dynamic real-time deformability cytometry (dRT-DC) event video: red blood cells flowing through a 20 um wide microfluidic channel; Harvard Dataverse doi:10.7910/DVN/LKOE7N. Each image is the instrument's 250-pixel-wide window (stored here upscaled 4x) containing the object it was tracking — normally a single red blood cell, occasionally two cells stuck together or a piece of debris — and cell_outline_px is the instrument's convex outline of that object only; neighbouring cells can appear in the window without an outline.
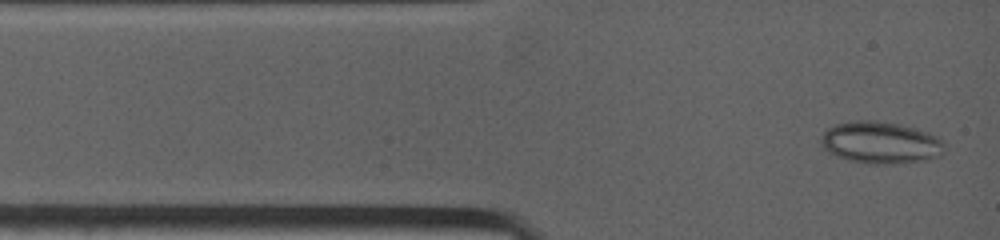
{"species": "common noctule bat (a hibernating species)", "species_latin": "Nyctalus noctula", "temperature_condition": "warm", "stored_images_in_passage": 4, "camera_frame_rate_fps": 4500, "um_per_image_px": 0.085, "animal": {"sex": "female", "body_mass_g": 19.0, "forearm_length_mm": 53.3}, "frame": {"image": 1, "passage_image": 1, "time_ms": 0.0, "image_size_px": [1000, 240], "cell_outline_px": [[944, 152], [940, 156], [928, 160], [904, 164], [868, 164], [848, 160], [836, 156], [828, 152], [820, 144], [820, 140], [824, 132], [828, 128], [836, 124], [856, 120], [876, 120], [916, 128], [940, 136], [944, 144]], "centroid_in_image_um": [74.89, 12.14], "position_along_channel_um": 10.1, "area_um2": 30.75}}
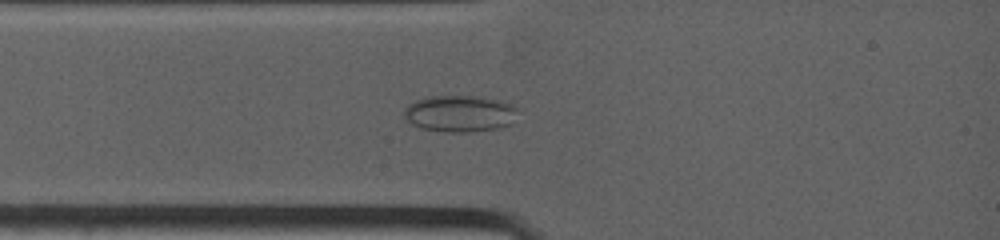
{"frame": {"image": 2, "passage_image": 4, "time_ms": 1.778, "image_size_px": [1000, 240], "cell_outline_px": [[516, 108], [512, 124], [500, 128], [468, 132], [448, 132], [424, 128], [412, 124], [404, 116], [404, 108], [408, 104], [424, 96], [476, 96], [500, 100], [512, 104]], "centroid_in_image_um": [39.07, 9.64], "position_along_channel_um": 45.9, "area_um2": 24.22}}